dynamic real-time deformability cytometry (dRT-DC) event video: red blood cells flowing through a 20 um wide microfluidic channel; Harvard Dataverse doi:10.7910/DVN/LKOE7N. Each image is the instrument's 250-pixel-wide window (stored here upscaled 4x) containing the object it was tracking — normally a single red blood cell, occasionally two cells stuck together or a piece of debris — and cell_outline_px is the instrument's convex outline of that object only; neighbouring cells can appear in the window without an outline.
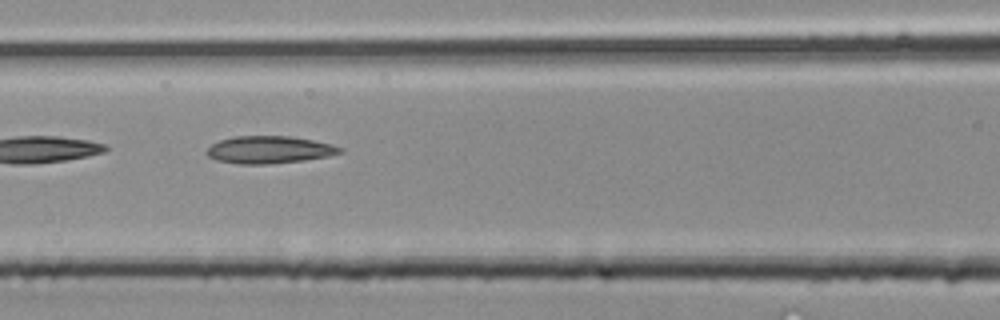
{"species": "common noctule bat (a hibernating species)", "species_latin": "Nyctalus noctula", "temperature_condition": "room temperature", "stored_images_in_passage": 15, "camera_frame_rate_fps": 3000, "um_per_image_px": 0.085, "animal": {"sex": "male", "body_mass_g": 20.4}, "frame": {"image": 1, "passage_image": 7, "time_ms": 2.0, "image_size_px": [1000, 320], "cell_outline_px": [[344, 152], [328, 156], [304, 160], [268, 164], [240, 164], [216, 160], [208, 156], [204, 152], [212, 144], [220, 140], [236, 136], [288, 136], [312, 140], [332, 144], [344, 148]], "centroid_in_image_um": [22.89, 12.73], "position_along_channel_um": 143.7, "area_um2": 21.27}}
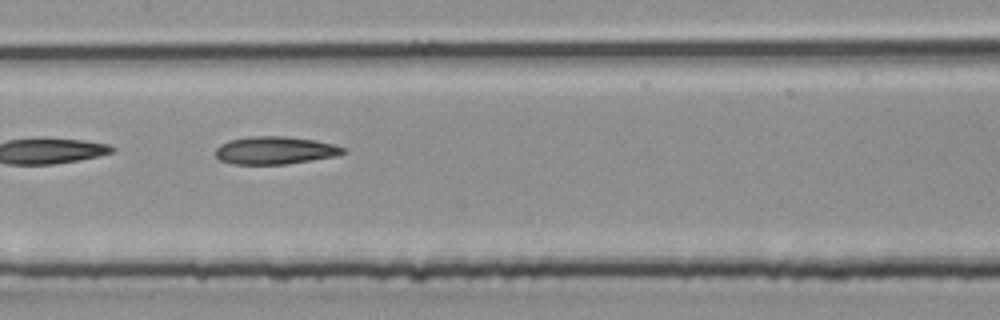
{"frame": {"image": 2, "passage_image": 9, "time_ms": 2.667, "image_size_px": [1000, 320], "cell_outline_px": [[348, 152], [336, 156], [288, 164], [232, 164], [220, 160], [216, 156], [216, 148], [220, 144], [228, 140], [248, 136], [284, 136], [316, 140], [336, 144], [348, 148]], "centroid_in_image_um": [23.43, 12.77], "position_along_channel_um": 184.0, "area_um2": 20.98}}